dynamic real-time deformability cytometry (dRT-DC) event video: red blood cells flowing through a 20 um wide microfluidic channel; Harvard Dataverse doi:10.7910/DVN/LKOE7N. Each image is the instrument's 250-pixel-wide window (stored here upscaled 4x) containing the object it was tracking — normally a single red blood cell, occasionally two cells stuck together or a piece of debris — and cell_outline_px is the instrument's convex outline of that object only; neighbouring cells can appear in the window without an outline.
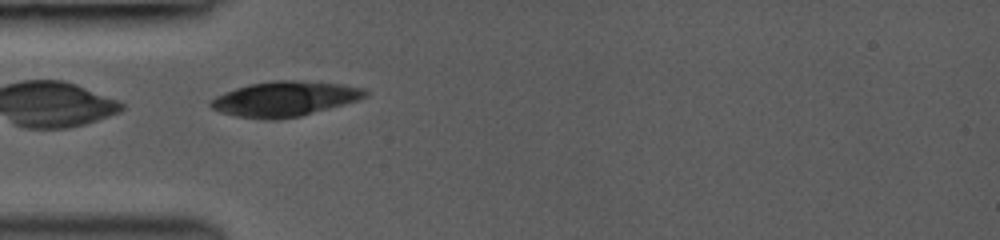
{"species": "common noctule bat (a hibernating species)", "species_latin": "Nyctalus noctula", "temperature_condition": "room temperature", "stored_images_in_passage": 18, "camera_frame_rate_fps": 3000, "um_per_image_px": 0.085, "animal": {"sex": "female", "body_mass_g": 19.0, "forearm_length_mm": 53.3}, "frame": {"image": 1, "passage_image": 12, "time_ms": 4.0, "image_size_px": [1000, 240], "cell_outline_px": [[368, 96], [344, 104], [300, 116], [276, 120], [264, 120], [236, 116], [220, 112], [212, 108], [208, 104], [216, 96], [224, 92], [248, 84], [272, 80], [296, 80], [344, 84], [364, 88], [368, 92]], "centroid_in_image_um": [24.19, 8.4], "position_along_channel_um": 60.8, "area_um2": 31.62}}
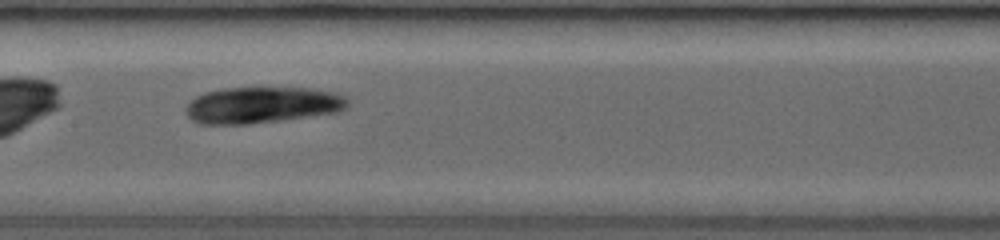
{"frame": {"image": 2, "passage_image": 17, "time_ms": 7.0, "image_size_px": [1000, 240], "cell_outline_px": [[348, 108], [336, 112], [284, 120], [248, 124], [200, 124], [192, 120], [184, 112], [184, 108], [196, 96], [204, 92], [224, 88], [312, 88], [332, 92], [344, 96], [348, 100]], "centroid_in_image_um": [22.26, 8.93], "position_along_channel_um": 185.1, "area_um2": 34.39}}